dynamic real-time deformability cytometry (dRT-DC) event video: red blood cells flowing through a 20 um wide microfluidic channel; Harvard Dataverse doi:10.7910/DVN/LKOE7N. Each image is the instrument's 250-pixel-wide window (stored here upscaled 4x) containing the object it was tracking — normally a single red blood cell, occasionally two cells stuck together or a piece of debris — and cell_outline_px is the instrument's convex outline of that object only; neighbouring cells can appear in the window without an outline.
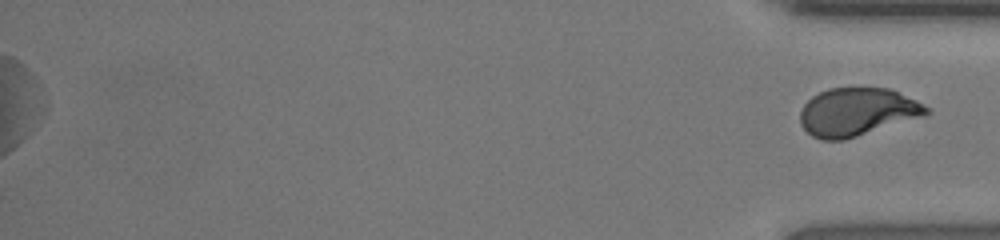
{"species": "human", "species_latin": "Homo sapiens", "temperature_condition": "room temperature", "stored_images_in_passage": 40, "segment_of_instrument_passage": [2, 2], "camera_frame_rate_fps": 3000, "um_per_image_px": 0.085, "donor": {"sex": "female"}, "frame": {"image": 1, "passage_image": 40, "time_ms": 13.0, "image_size_px": [1000, 240], "cell_outline_px": [[932, 112], [924, 116], [844, 140], [820, 140], [812, 136], [800, 124], [800, 108], [812, 96], [828, 88], [888, 88], [916, 100], [932, 108]], "centroid_in_image_um": [72.86, 9.52], "position_along_channel_um": 362.3, "area_um2": 35.43}}